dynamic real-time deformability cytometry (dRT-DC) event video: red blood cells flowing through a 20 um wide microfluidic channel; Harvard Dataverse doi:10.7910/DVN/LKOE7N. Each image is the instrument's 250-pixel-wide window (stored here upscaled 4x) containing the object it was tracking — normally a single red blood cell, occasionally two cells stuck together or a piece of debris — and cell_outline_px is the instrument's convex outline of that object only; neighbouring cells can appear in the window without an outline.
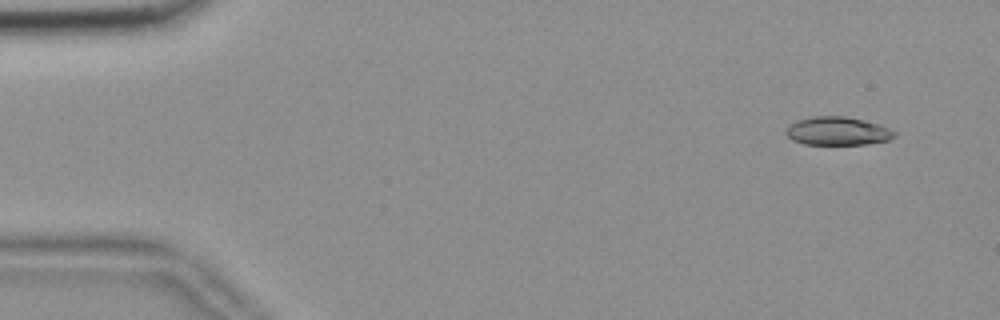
{"species": "common noctule bat (a hibernating species)", "species_latin": "Nyctalus noctula", "temperature_condition": "room temperature", "stored_images_in_passage": 55, "camera_frame_rate_fps": 3000, "um_per_image_px": 0.085, "animal": {"sex": "female", "body_mass_g": 18.4}, "frame": {"image": 1, "passage_image": 4, "time_ms": 1.0, "image_size_px": [1000, 320], "cell_outline_px": [[896, 136], [888, 140], [868, 144], [804, 144], [792, 140], [784, 132], [788, 124], [796, 120], [812, 116], [844, 116], [864, 120], [880, 124], [896, 132]], "centroid_in_image_um": [71.17, 11.13], "position_along_channel_um": 13.8, "area_um2": 18.09}}
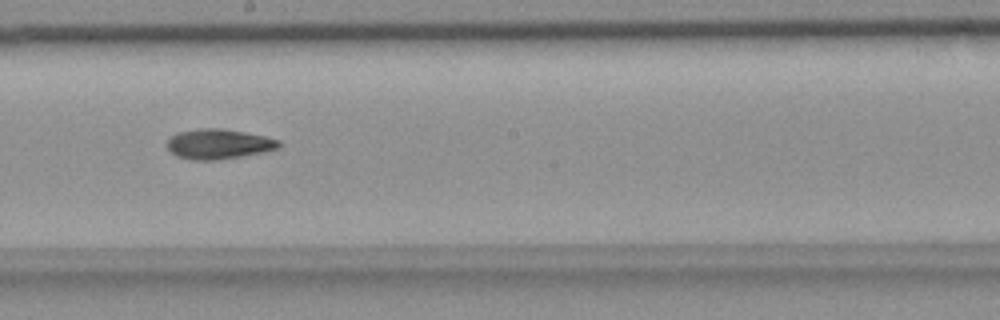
{"frame": {"image": 2, "passage_image": 31, "time_ms": 10.0, "image_size_px": [1000, 320], "cell_outline_px": [[280, 144], [276, 148], [264, 152], [216, 160], [192, 160], [176, 156], [168, 148], [168, 140], [176, 132], [200, 128], [220, 128], [244, 132], [264, 136], [280, 140]], "centroid_in_image_um": [18.56, 12.24], "position_along_channel_um": 229.6, "area_um2": 19.36}}
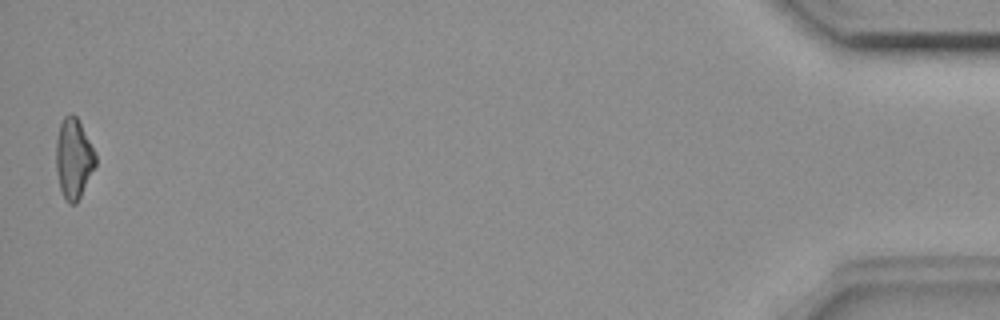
{"frame": {"image": 3, "passage_image": 55, "time_ms": 18.0, "image_size_px": [1000, 320], "cell_outline_px": [[96, 164], [76, 204], [68, 204], [64, 200], [60, 188], [56, 172], [56, 140], [60, 124], [64, 116], [72, 112], [76, 116], [96, 152]], "centroid_in_image_um": [6.25, 13.47], "position_along_channel_um": 429.0, "area_um2": 18.5}, "authors_computed_cell_mechanics": {"area_um2": 18.6116, "velocity_mm_per_s": 3.668, "shape_relaxation_time_tau1_ms": 10.4976, "shape_relaxation_time_tau2_ms": 4.5186, "deformation_change_tau1": 0.2153, "deformation_change_tau2": 0.1225}}